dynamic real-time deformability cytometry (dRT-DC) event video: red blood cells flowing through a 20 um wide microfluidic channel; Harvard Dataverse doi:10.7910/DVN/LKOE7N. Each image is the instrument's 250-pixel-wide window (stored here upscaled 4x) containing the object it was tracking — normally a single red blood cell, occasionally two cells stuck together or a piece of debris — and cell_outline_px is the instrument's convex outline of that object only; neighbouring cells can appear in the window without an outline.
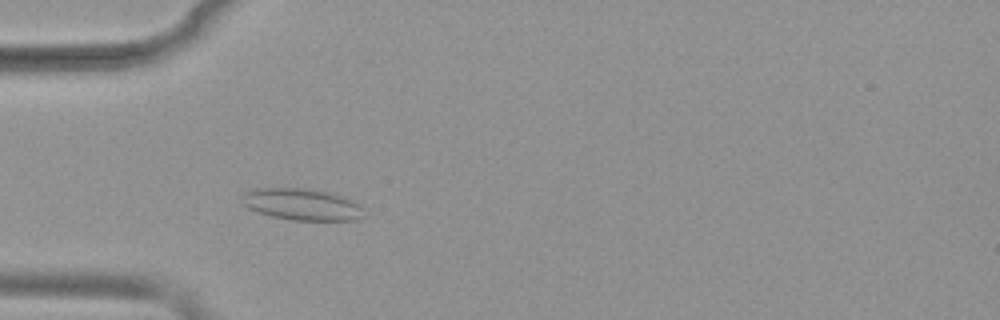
{"species": "common noctule bat (a hibernating species)", "species_latin": "Nyctalus noctula", "temperature_condition": "warm", "stored_images_in_passage": 48, "camera_frame_rate_fps": 3000, "um_per_image_px": 0.085, "animal": {"sex": "female", "body_mass_g": 19.9}, "frame": {"image": 1, "passage_image": 12, "time_ms": 3.667, "image_size_px": [1000, 320], "cell_outline_px": [[368, 216], [356, 220], [292, 220], [272, 216], [248, 208], [244, 204], [244, 192], [256, 188], [308, 188], [328, 192], [344, 196], [360, 204], [364, 208]], "centroid_in_image_um": [25.77, 17.37], "position_along_channel_um": 59.2, "area_um2": 22.66}}
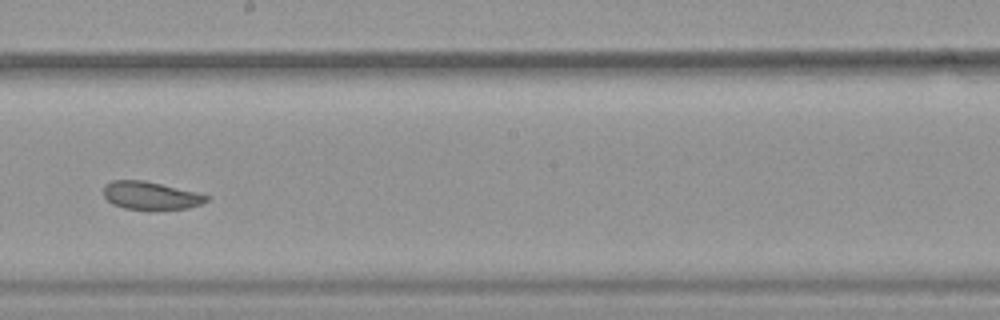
{"frame": {"image": 2, "passage_image": 26, "time_ms": 8.333, "image_size_px": [1000, 320], "cell_outline_px": [[208, 200], [200, 204], [188, 208], [124, 208], [112, 204], [104, 196], [104, 184], [112, 180], [144, 180], [196, 192], [208, 196]], "centroid_in_image_um": [12.76, 16.59], "position_along_channel_um": 235.4, "area_um2": 16.3}}
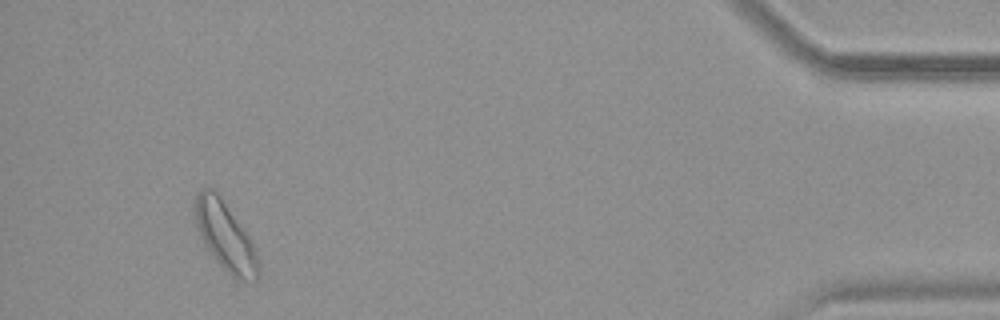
{"frame": {"image": 3, "passage_image": 45, "time_ms": 14.667, "image_size_px": [1000, 320], "cell_outline_px": [[260, 272], [256, 280], [236, 280], [216, 260], [204, 244], [196, 224], [196, 196], [204, 188], [212, 188], [220, 196], [248, 236], [256, 252], [260, 264]], "centroid_in_image_um": [19.18, 20.13], "position_along_channel_um": 416.0, "area_um2": 24.51}, "authors_computed_cell_mechanics": {"area_um2": 19.2763, "velocity_mm_per_s": 3.8637, "shape_relaxation_time_tau1_ms": 3.5104, "shape_relaxation_time_tau2_ms": 3.2783, "deformation_change_tau1": 0.1069, "deformation_change_tau2": 0.0945}}